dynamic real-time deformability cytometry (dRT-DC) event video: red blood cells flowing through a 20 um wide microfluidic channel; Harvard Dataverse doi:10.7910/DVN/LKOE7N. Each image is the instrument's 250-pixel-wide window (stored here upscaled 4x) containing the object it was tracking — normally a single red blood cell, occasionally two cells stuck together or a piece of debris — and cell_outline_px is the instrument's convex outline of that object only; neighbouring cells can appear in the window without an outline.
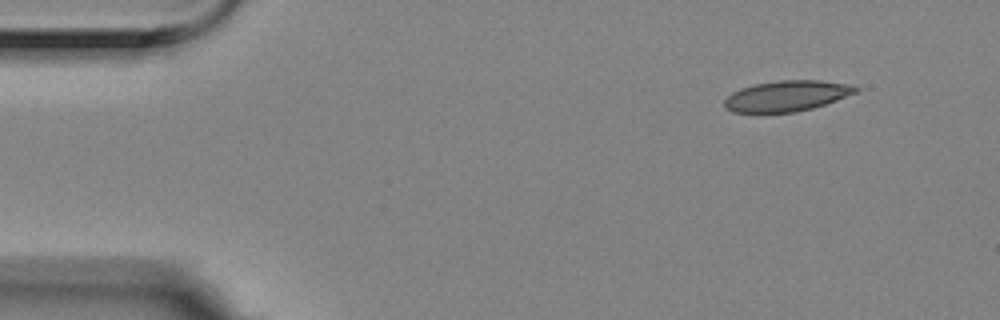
{"species": "Egyptian fruit bat (a non-hibernating species)", "species_latin": "Rousettus aegyptiacus", "temperature_condition": "room temperature", "stored_images_in_passage": 4, "camera_frame_rate_fps": 3000, "um_per_image_px": 0.085, "animal": {"sex": "female"}, "frame": {"image": 1, "passage_image": 1, "time_ms": 0.0, "image_size_px": [1000, 320], "cell_outline_px": [[860, 88], [856, 92], [836, 100], [812, 108], [796, 112], [732, 112], [724, 108], [724, 100], [732, 92], [740, 88], [756, 84], [776, 80], [820, 80], [852, 84]], "centroid_in_image_um": [66.87, 8.14], "position_along_channel_um": 18.1, "area_um2": 23.47}}
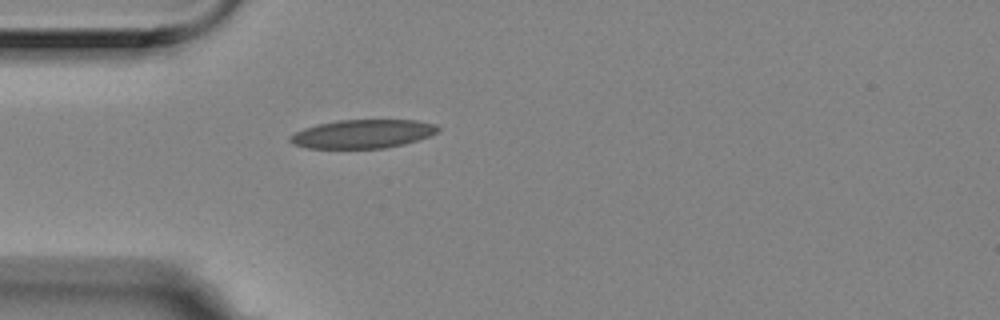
{"frame": {"image": 2, "passage_image": 4, "time_ms": 1.0, "image_size_px": [1000, 320], "cell_outline_px": [[440, 132], [404, 144], [384, 148], [308, 148], [292, 144], [288, 140], [288, 136], [304, 128], [316, 124], [336, 120], [416, 120], [436, 124], [440, 128]], "centroid_in_image_um": [30.81, 11.37], "position_along_channel_um": 54.2, "area_um2": 24.8}}